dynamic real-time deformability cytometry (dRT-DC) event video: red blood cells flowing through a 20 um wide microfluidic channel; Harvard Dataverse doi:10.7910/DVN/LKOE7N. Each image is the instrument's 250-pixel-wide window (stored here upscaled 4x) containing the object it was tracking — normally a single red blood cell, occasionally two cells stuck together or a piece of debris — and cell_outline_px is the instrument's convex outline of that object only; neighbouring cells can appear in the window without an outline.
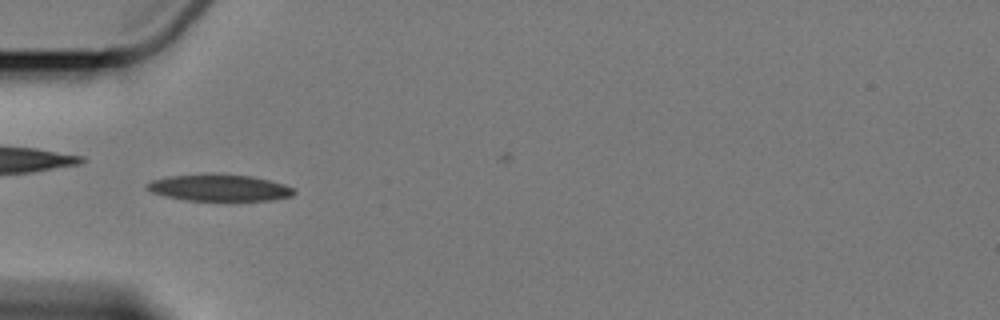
{"species": "Egyptian fruit bat (a non-hibernating species)", "species_latin": "Rousettus aegyptiacus", "temperature_condition": "cold", "stored_images_in_passage": 4, "camera_frame_rate_fps": 3000, "um_per_image_px": 0.085, "animal": {"sex": "female"}, "frame": {"image": 1, "passage_image": 3, "time_ms": 2.333, "image_size_px": [1000, 320], "cell_outline_px": [[296, 192], [292, 196], [272, 200], [184, 200], [164, 196], [152, 192], [144, 188], [144, 184], [152, 180], [168, 176], [204, 172], [212, 172], [252, 176], [284, 184], [292, 188]], "centroid_in_image_um": [18.57, 15.93], "position_along_channel_um": 66.4, "area_um2": 23.35}}